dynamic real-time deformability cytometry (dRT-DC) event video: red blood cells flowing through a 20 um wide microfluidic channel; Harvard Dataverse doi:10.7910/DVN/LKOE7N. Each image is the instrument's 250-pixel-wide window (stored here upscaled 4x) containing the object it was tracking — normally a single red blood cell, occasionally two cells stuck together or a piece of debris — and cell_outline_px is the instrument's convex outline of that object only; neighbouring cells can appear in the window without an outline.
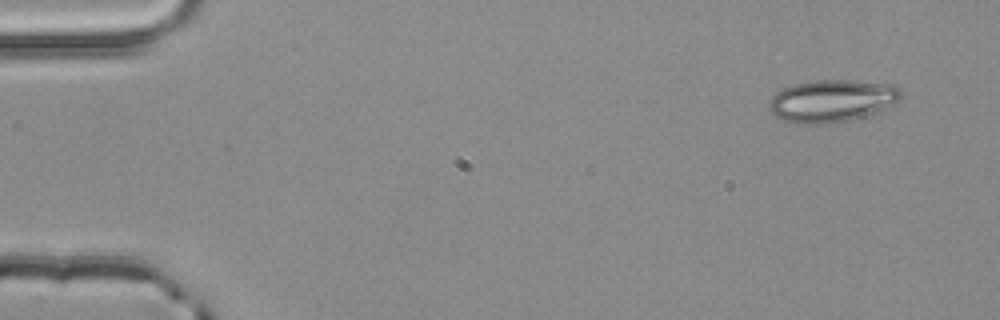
{"species": "common noctule bat (a hibernating species)", "species_latin": "Nyctalus noctula", "temperature_condition": "room temperature", "stored_images_in_passage": 4, "camera_frame_rate_fps": 3000, "um_per_image_px": 0.085, "animal": {"sex": "male", "body_mass_g": 20.4}, "frame": {"image": 1, "passage_image": 1, "time_ms": 0.0, "image_size_px": [1000, 320], "cell_outline_px": [[904, 92], [900, 100], [880, 112], [848, 120], [820, 124], [800, 124], [780, 120], [768, 108], [768, 104], [772, 96], [776, 92], [784, 88], [796, 84], [812, 80], [848, 80], [896, 84]], "centroid_in_image_um": [70.76, 8.56], "position_along_channel_um": 14.2, "area_um2": 32.95}}